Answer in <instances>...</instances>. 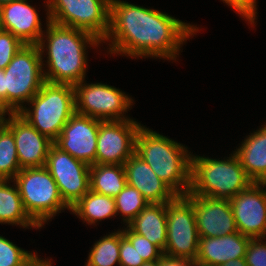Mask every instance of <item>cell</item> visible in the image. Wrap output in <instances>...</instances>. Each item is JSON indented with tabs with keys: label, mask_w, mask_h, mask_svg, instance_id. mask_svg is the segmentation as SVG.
<instances>
[{
	"label": "cell",
	"mask_w": 266,
	"mask_h": 266,
	"mask_svg": "<svg viewBox=\"0 0 266 266\" xmlns=\"http://www.w3.org/2000/svg\"><path fill=\"white\" fill-rule=\"evenodd\" d=\"M159 266H195V263L186 258L170 256L163 253L159 259Z\"/></svg>",
	"instance_id": "cell-34"
},
{
	"label": "cell",
	"mask_w": 266,
	"mask_h": 266,
	"mask_svg": "<svg viewBox=\"0 0 266 266\" xmlns=\"http://www.w3.org/2000/svg\"><path fill=\"white\" fill-rule=\"evenodd\" d=\"M142 125L134 119L101 121L97 137L96 164L124 165L135 153Z\"/></svg>",
	"instance_id": "cell-12"
},
{
	"label": "cell",
	"mask_w": 266,
	"mask_h": 266,
	"mask_svg": "<svg viewBox=\"0 0 266 266\" xmlns=\"http://www.w3.org/2000/svg\"><path fill=\"white\" fill-rule=\"evenodd\" d=\"M7 127L13 132L21 170L44 167L53 141L37 131L19 113L10 116Z\"/></svg>",
	"instance_id": "cell-16"
},
{
	"label": "cell",
	"mask_w": 266,
	"mask_h": 266,
	"mask_svg": "<svg viewBox=\"0 0 266 266\" xmlns=\"http://www.w3.org/2000/svg\"><path fill=\"white\" fill-rule=\"evenodd\" d=\"M12 1H15V0H0V7L4 4H7V3L12 2Z\"/></svg>",
	"instance_id": "cell-40"
},
{
	"label": "cell",
	"mask_w": 266,
	"mask_h": 266,
	"mask_svg": "<svg viewBox=\"0 0 266 266\" xmlns=\"http://www.w3.org/2000/svg\"><path fill=\"white\" fill-rule=\"evenodd\" d=\"M120 229L103 236L94 243L87 259L86 266H113L120 263Z\"/></svg>",
	"instance_id": "cell-25"
},
{
	"label": "cell",
	"mask_w": 266,
	"mask_h": 266,
	"mask_svg": "<svg viewBox=\"0 0 266 266\" xmlns=\"http://www.w3.org/2000/svg\"><path fill=\"white\" fill-rule=\"evenodd\" d=\"M116 213L123 216V222L128 225L149 202L134 187L126 184L123 190L114 197Z\"/></svg>",
	"instance_id": "cell-27"
},
{
	"label": "cell",
	"mask_w": 266,
	"mask_h": 266,
	"mask_svg": "<svg viewBox=\"0 0 266 266\" xmlns=\"http://www.w3.org/2000/svg\"><path fill=\"white\" fill-rule=\"evenodd\" d=\"M141 266H159V260H154V261H146L144 264Z\"/></svg>",
	"instance_id": "cell-39"
},
{
	"label": "cell",
	"mask_w": 266,
	"mask_h": 266,
	"mask_svg": "<svg viewBox=\"0 0 266 266\" xmlns=\"http://www.w3.org/2000/svg\"><path fill=\"white\" fill-rule=\"evenodd\" d=\"M122 233L145 261L159 260L163 255V252L155 244H152L144 236L133 232L128 226L122 230Z\"/></svg>",
	"instance_id": "cell-29"
},
{
	"label": "cell",
	"mask_w": 266,
	"mask_h": 266,
	"mask_svg": "<svg viewBox=\"0 0 266 266\" xmlns=\"http://www.w3.org/2000/svg\"><path fill=\"white\" fill-rule=\"evenodd\" d=\"M120 263L119 266H141L146 261L139 255L131 242L123 235L120 230Z\"/></svg>",
	"instance_id": "cell-32"
},
{
	"label": "cell",
	"mask_w": 266,
	"mask_h": 266,
	"mask_svg": "<svg viewBox=\"0 0 266 266\" xmlns=\"http://www.w3.org/2000/svg\"><path fill=\"white\" fill-rule=\"evenodd\" d=\"M28 0H15L0 7V29L9 31L25 45H37L44 31L36 9Z\"/></svg>",
	"instance_id": "cell-17"
},
{
	"label": "cell",
	"mask_w": 266,
	"mask_h": 266,
	"mask_svg": "<svg viewBox=\"0 0 266 266\" xmlns=\"http://www.w3.org/2000/svg\"><path fill=\"white\" fill-rule=\"evenodd\" d=\"M11 182L18 188L26 213L40 229L61 210H70L45 166L22 169Z\"/></svg>",
	"instance_id": "cell-6"
},
{
	"label": "cell",
	"mask_w": 266,
	"mask_h": 266,
	"mask_svg": "<svg viewBox=\"0 0 266 266\" xmlns=\"http://www.w3.org/2000/svg\"><path fill=\"white\" fill-rule=\"evenodd\" d=\"M250 239L240 232L221 237H200L195 266H221L229 260L245 258Z\"/></svg>",
	"instance_id": "cell-19"
},
{
	"label": "cell",
	"mask_w": 266,
	"mask_h": 266,
	"mask_svg": "<svg viewBox=\"0 0 266 266\" xmlns=\"http://www.w3.org/2000/svg\"><path fill=\"white\" fill-rule=\"evenodd\" d=\"M44 64L38 45H23L4 69V90H7V105L18 113L24 102L41 89L45 82Z\"/></svg>",
	"instance_id": "cell-7"
},
{
	"label": "cell",
	"mask_w": 266,
	"mask_h": 266,
	"mask_svg": "<svg viewBox=\"0 0 266 266\" xmlns=\"http://www.w3.org/2000/svg\"><path fill=\"white\" fill-rule=\"evenodd\" d=\"M70 211L89 225L117 215L114 197L91 190L73 205Z\"/></svg>",
	"instance_id": "cell-23"
},
{
	"label": "cell",
	"mask_w": 266,
	"mask_h": 266,
	"mask_svg": "<svg viewBox=\"0 0 266 266\" xmlns=\"http://www.w3.org/2000/svg\"><path fill=\"white\" fill-rule=\"evenodd\" d=\"M9 183L10 180H0V223L39 229L26 213L15 182L14 186Z\"/></svg>",
	"instance_id": "cell-22"
},
{
	"label": "cell",
	"mask_w": 266,
	"mask_h": 266,
	"mask_svg": "<svg viewBox=\"0 0 266 266\" xmlns=\"http://www.w3.org/2000/svg\"><path fill=\"white\" fill-rule=\"evenodd\" d=\"M101 121L75 112L53 143L88 165L96 164V144Z\"/></svg>",
	"instance_id": "cell-14"
},
{
	"label": "cell",
	"mask_w": 266,
	"mask_h": 266,
	"mask_svg": "<svg viewBox=\"0 0 266 266\" xmlns=\"http://www.w3.org/2000/svg\"><path fill=\"white\" fill-rule=\"evenodd\" d=\"M265 187L266 183L253 182L229 200L238 232L251 239L266 238Z\"/></svg>",
	"instance_id": "cell-13"
},
{
	"label": "cell",
	"mask_w": 266,
	"mask_h": 266,
	"mask_svg": "<svg viewBox=\"0 0 266 266\" xmlns=\"http://www.w3.org/2000/svg\"><path fill=\"white\" fill-rule=\"evenodd\" d=\"M167 240L163 253L195 262L199 233L193 203L185 195H177L166 203Z\"/></svg>",
	"instance_id": "cell-9"
},
{
	"label": "cell",
	"mask_w": 266,
	"mask_h": 266,
	"mask_svg": "<svg viewBox=\"0 0 266 266\" xmlns=\"http://www.w3.org/2000/svg\"><path fill=\"white\" fill-rule=\"evenodd\" d=\"M246 136L235 154L247 176L255 183H266V124Z\"/></svg>",
	"instance_id": "cell-20"
},
{
	"label": "cell",
	"mask_w": 266,
	"mask_h": 266,
	"mask_svg": "<svg viewBox=\"0 0 266 266\" xmlns=\"http://www.w3.org/2000/svg\"><path fill=\"white\" fill-rule=\"evenodd\" d=\"M37 259V253L25 251L0 236V266H30Z\"/></svg>",
	"instance_id": "cell-28"
},
{
	"label": "cell",
	"mask_w": 266,
	"mask_h": 266,
	"mask_svg": "<svg viewBox=\"0 0 266 266\" xmlns=\"http://www.w3.org/2000/svg\"><path fill=\"white\" fill-rule=\"evenodd\" d=\"M6 114L9 115L8 118H5ZM12 114H14V111L0 98V129L7 127Z\"/></svg>",
	"instance_id": "cell-35"
},
{
	"label": "cell",
	"mask_w": 266,
	"mask_h": 266,
	"mask_svg": "<svg viewBox=\"0 0 266 266\" xmlns=\"http://www.w3.org/2000/svg\"><path fill=\"white\" fill-rule=\"evenodd\" d=\"M230 6L236 13L242 15L246 21L253 26L255 24L257 15V1L256 0H222Z\"/></svg>",
	"instance_id": "cell-33"
},
{
	"label": "cell",
	"mask_w": 266,
	"mask_h": 266,
	"mask_svg": "<svg viewBox=\"0 0 266 266\" xmlns=\"http://www.w3.org/2000/svg\"><path fill=\"white\" fill-rule=\"evenodd\" d=\"M45 167L64 203L71 208L90 190V165L51 145Z\"/></svg>",
	"instance_id": "cell-11"
},
{
	"label": "cell",
	"mask_w": 266,
	"mask_h": 266,
	"mask_svg": "<svg viewBox=\"0 0 266 266\" xmlns=\"http://www.w3.org/2000/svg\"><path fill=\"white\" fill-rule=\"evenodd\" d=\"M21 171L13 132L0 129V180H13Z\"/></svg>",
	"instance_id": "cell-26"
},
{
	"label": "cell",
	"mask_w": 266,
	"mask_h": 266,
	"mask_svg": "<svg viewBox=\"0 0 266 266\" xmlns=\"http://www.w3.org/2000/svg\"><path fill=\"white\" fill-rule=\"evenodd\" d=\"M221 266H248L246 264L245 258H238L235 260H229L226 263H223Z\"/></svg>",
	"instance_id": "cell-37"
},
{
	"label": "cell",
	"mask_w": 266,
	"mask_h": 266,
	"mask_svg": "<svg viewBox=\"0 0 266 266\" xmlns=\"http://www.w3.org/2000/svg\"><path fill=\"white\" fill-rule=\"evenodd\" d=\"M46 19V32L37 44L42 60L45 51L48 56L45 61L48 69L43 70L44 80L71 85L80 83L86 76L87 45L98 47L102 42L86 31L58 25Z\"/></svg>",
	"instance_id": "cell-2"
},
{
	"label": "cell",
	"mask_w": 266,
	"mask_h": 266,
	"mask_svg": "<svg viewBox=\"0 0 266 266\" xmlns=\"http://www.w3.org/2000/svg\"><path fill=\"white\" fill-rule=\"evenodd\" d=\"M187 147L141 126L136 136L135 153L177 195H187L191 186V157Z\"/></svg>",
	"instance_id": "cell-3"
},
{
	"label": "cell",
	"mask_w": 266,
	"mask_h": 266,
	"mask_svg": "<svg viewBox=\"0 0 266 266\" xmlns=\"http://www.w3.org/2000/svg\"><path fill=\"white\" fill-rule=\"evenodd\" d=\"M0 98L7 104V90H4V70L0 69Z\"/></svg>",
	"instance_id": "cell-36"
},
{
	"label": "cell",
	"mask_w": 266,
	"mask_h": 266,
	"mask_svg": "<svg viewBox=\"0 0 266 266\" xmlns=\"http://www.w3.org/2000/svg\"><path fill=\"white\" fill-rule=\"evenodd\" d=\"M252 183L235 152L226 160L191 157L189 195L231 200Z\"/></svg>",
	"instance_id": "cell-4"
},
{
	"label": "cell",
	"mask_w": 266,
	"mask_h": 266,
	"mask_svg": "<svg viewBox=\"0 0 266 266\" xmlns=\"http://www.w3.org/2000/svg\"><path fill=\"white\" fill-rule=\"evenodd\" d=\"M185 196L193 203L200 237H221L238 232L228 199L189 194Z\"/></svg>",
	"instance_id": "cell-15"
},
{
	"label": "cell",
	"mask_w": 266,
	"mask_h": 266,
	"mask_svg": "<svg viewBox=\"0 0 266 266\" xmlns=\"http://www.w3.org/2000/svg\"><path fill=\"white\" fill-rule=\"evenodd\" d=\"M127 184L124 165H90V190L116 197Z\"/></svg>",
	"instance_id": "cell-24"
},
{
	"label": "cell",
	"mask_w": 266,
	"mask_h": 266,
	"mask_svg": "<svg viewBox=\"0 0 266 266\" xmlns=\"http://www.w3.org/2000/svg\"><path fill=\"white\" fill-rule=\"evenodd\" d=\"M18 113L37 131L55 141L76 112L74 85L45 81L41 89Z\"/></svg>",
	"instance_id": "cell-5"
},
{
	"label": "cell",
	"mask_w": 266,
	"mask_h": 266,
	"mask_svg": "<svg viewBox=\"0 0 266 266\" xmlns=\"http://www.w3.org/2000/svg\"><path fill=\"white\" fill-rule=\"evenodd\" d=\"M127 226L164 252L167 240L166 203H149Z\"/></svg>",
	"instance_id": "cell-21"
},
{
	"label": "cell",
	"mask_w": 266,
	"mask_h": 266,
	"mask_svg": "<svg viewBox=\"0 0 266 266\" xmlns=\"http://www.w3.org/2000/svg\"><path fill=\"white\" fill-rule=\"evenodd\" d=\"M23 45L11 32L0 29V69L4 70L9 65Z\"/></svg>",
	"instance_id": "cell-30"
},
{
	"label": "cell",
	"mask_w": 266,
	"mask_h": 266,
	"mask_svg": "<svg viewBox=\"0 0 266 266\" xmlns=\"http://www.w3.org/2000/svg\"><path fill=\"white\" fill-rule=\"evenodd\" d=\"M30 266H52L51 259H44L38 258L34 263Z\"/></svg>",
	"instance_id": "cell-38"
},
{
	"label": "cell",
	"mask_w": 266,
	"mask_h": 266,
	"mask_svg": "<svg viewBox=\"0 0 266 266\" xmlns=\"http://www.w3.org/2000/svg\"><path fill=\"white\" fill-rule=\"evenodd\" d=\"M124 168L127 184L136 188L149 203H167L177 196L136 153L124 162Z\"/></svg>",
	"instance_id": "cell-18"
},
{
	"label": "cell",
	"mask_w": 266,
	"mask_h": 266,
	"mask_svg": "<svg viewBox=\"0 0 266 266\" xmlns=\"http://www.w3.org/2000/svg\"><path fill=\"white\" fill-rule=\"evenodd\" d=\"M74 85L76 112L102 121L131 119L124 115L133 99L113 86L102 83Z\"/></svg>",
	"instance_id": "cell-10"
},
{
	"label": "cell",
	"mask_w": 266,
	"mask_h": 266,
	"mask_svg": "<svg viewBox=\"0 0 266 266\" xmlns=\"http://www.w3.org/2000/svg\"><path fill=\"white\" fill-rule=\"evenodd\" d=\"M263 239H250L245 254V261L248 266H266V241Z\"/></svg>",
	"instance_id": "cell-31"
},
{
	"label": "cell",
	"mask_w": 266,
	"mask_h": 266,
	"mask_svg": "<svg viewBox=\"0 0 266 266\" xmlns=\"http://www.w3.org/2000/svg\"><path fill=\"white\" fill-rule=\"evenodd\" d=\"M198 30L156 9L110 0L109 32L103 42L111 43L109 54L176 60L183 43Z\"/></svg>",
	"instance_id": "cell-1"
},
{
	"label": "cell",
	"mask_w": 266,
	"mask_h": 266,
	"mask_svg": "<svg viewBox=\"0 0 266 266\" xmlns=\"http://www.w3.org/2000/svg\"><path fill=\"white\" fill-rule=\"evenodd\" d=\"M53 23L86 31L101 42L109 32L110 0H47Z\"/></svg>",
	"instance_id": "cell-8"
}]
</instances>
